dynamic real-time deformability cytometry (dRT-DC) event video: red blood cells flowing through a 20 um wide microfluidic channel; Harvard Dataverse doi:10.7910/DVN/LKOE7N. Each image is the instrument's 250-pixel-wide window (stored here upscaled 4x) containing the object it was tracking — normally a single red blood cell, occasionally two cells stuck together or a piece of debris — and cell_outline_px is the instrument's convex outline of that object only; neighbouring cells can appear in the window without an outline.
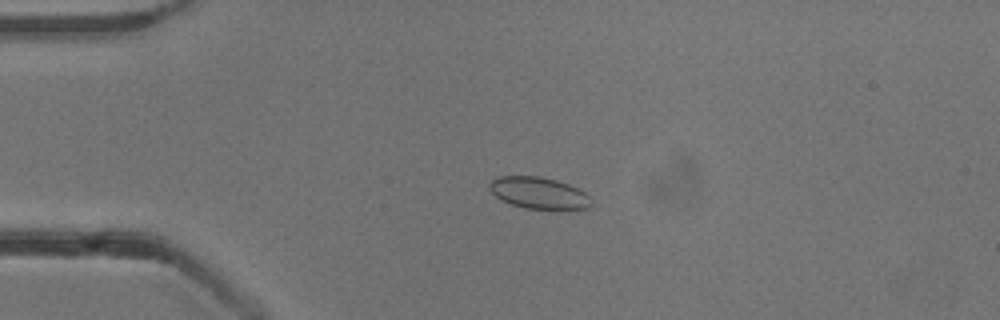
{"species": "common noctule bat (a hibernating species)", "species_latin": "Nyctalus noctula", "temperature_condition": "cold", "stored_images_in_passage": 54, "camera_frame_rate_fps": 3000, "um_per_image_px": 0.085, "animal": {"sex": "male", "body_mass_g": 13.3}, "frame": {"image": 1, "passage_image": 13, "time_ms": 4.0, "image_size_px": [1000, 320], "cell_outline_px": [[592, 204], [588, 208], [524, 208], [500, 200], [488, 188], [488, 184], [492, 180], [500, 176], [540, 176], [556, 180], [568, 184], [584, 192], [588, 196]], "centroid_in_image_um": [45.74, 16.38], "position_along_channel_um": 39.3, "area_um2": 18.44}}
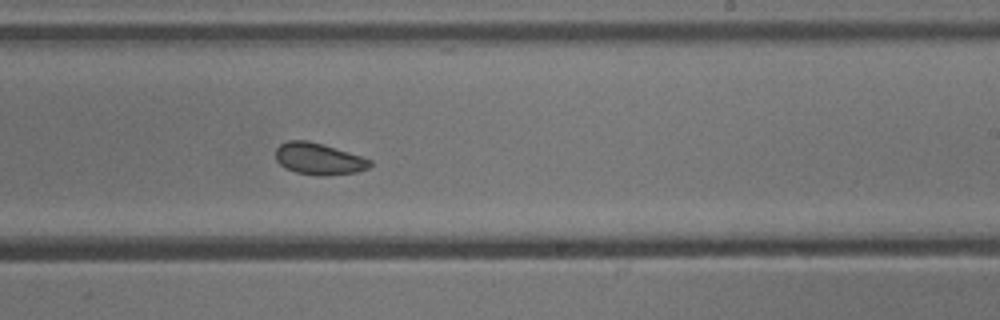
{"frame": {"image": 2, "passage_image": 33, "time_ms": 10.667, "image_size_px": [1000, 320], "cell_outline_px": [[372, 164], [368, 168], [356, 172], [328, 176], [320, 176], [296, 172], [284, 168], [276, 160], [276, 148], [280, 144], [288, 140], [308, 140], [324, 144], [372, 160]], "centroid_in_image_um": [27.08, 13.5], "position_along_channel_um": 261.9, "area_um2": 17.51}}
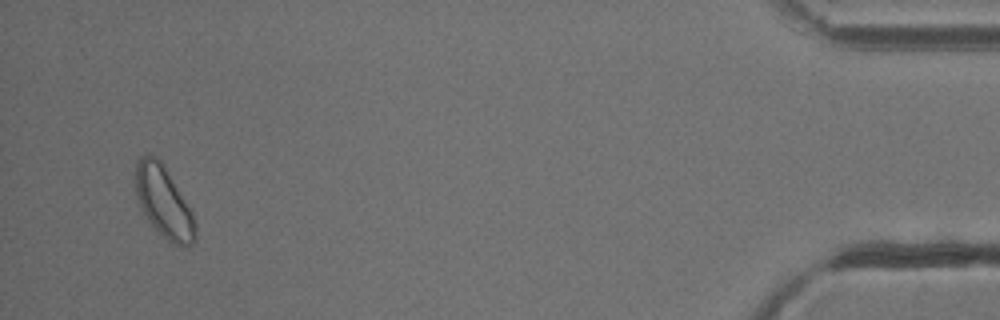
{"frame": {"image": 3, "passage_image": 52, "time_ms": 17.0, "image_size_px": [1000, 320], "cell_outline_px": [[196, 240], [192, 244], [184, 248], [172, 244], [148, 220], [140, 204], [132, 184], [136, 160], [140, 156], [152, 156], [160, 160], [164, 164], [188, 208], [196, 224]], "centroid_in_image_um": [13.87, 17.16], "position_along_channel_um": 421.3, "area_um2": 24.62}, "authors_computed_cell_mechanics": {"area_um2": 18.496, "velocity_mm_per_s": 3.8115, "shape_relaxation_time_tau1_ms": 8.9398, "shape_relaxation_time_tau2_ms": 3.7143, "deformation_change_tau1": 0.0718, "deformation_change_tau2": 0.0629}}